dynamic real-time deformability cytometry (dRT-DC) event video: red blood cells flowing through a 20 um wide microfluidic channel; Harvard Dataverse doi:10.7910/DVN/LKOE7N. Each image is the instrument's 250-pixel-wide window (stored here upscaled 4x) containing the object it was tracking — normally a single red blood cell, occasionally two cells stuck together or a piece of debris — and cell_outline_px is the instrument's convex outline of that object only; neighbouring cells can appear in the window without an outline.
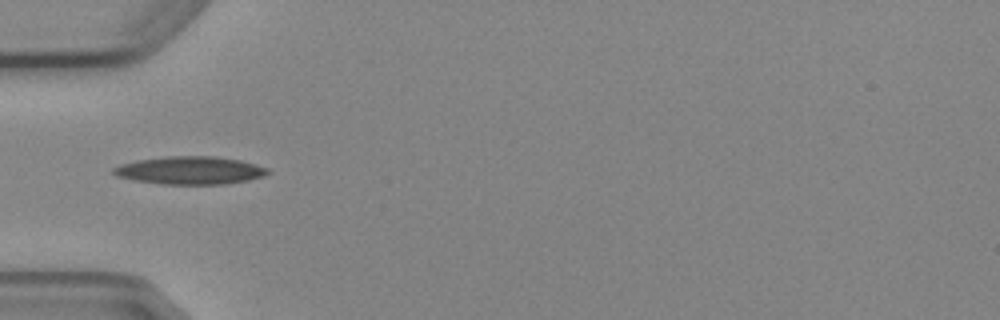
{"species": "Egyptian fruit bat (a non-hibernating species)", "species_latin": "Rousettus aegyptiacus", "temperature_condition": "cold", "stored_images_in_passage": 6, "camera_frame_rate_fps": 3000, "um_per_image_px": 0.085, "animal": {"sex": "female"}, "frame": {"image": 1, "passage_image": 3, "time_ms": 3.333, "image_size_px": [1000, 320], "cell_outline_px": [[272, 172], [264, 176], [248, 180], [224, 184], [164, 184], [132, 180], [116, 176], [112, 172], [112, 168], [120, 164], [136, 160], [168, 156], [216, 156], [240, 160], [268, 168]], "centroid_in_image_um": [16.14, 14.48], "position_along_channel_um": 68.9, "area_um2": 25.2}}